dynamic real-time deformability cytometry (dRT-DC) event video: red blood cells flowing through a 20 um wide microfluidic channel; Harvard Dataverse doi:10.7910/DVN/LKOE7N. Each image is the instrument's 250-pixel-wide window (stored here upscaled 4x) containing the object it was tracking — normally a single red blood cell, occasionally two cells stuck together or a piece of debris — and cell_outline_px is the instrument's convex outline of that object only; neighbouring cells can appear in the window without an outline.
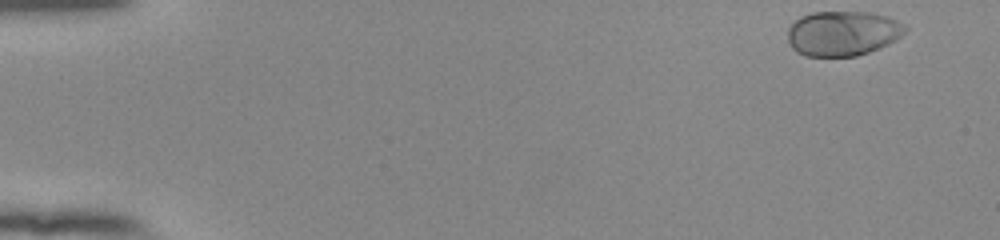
{"species": "human", "species_latin": "Homo sapiens", "temperature_condition": "room temperature", "stored_images_in_passage": 52, "camera_frame_rate_fps": 3000, "um_per_image_px": 0.085, "donor": {"sex": "female"}, "frame": {"image": 1, "passage_image": 1, "time_ms": 0.0, "image_size_px": [1000, 240], "cell_outline_px": [[908, 28], [896, 40], [888, 44], [868, 52], [856, 56], [804, 56], [796, 52], [792, 48], [788, 40], [788, 28], [800, 16], [812, 12], [868, 12], [888, 16], [904, 24]], "centroid_in_image_um": [71.62, 2.83], "position_along_channel_um": 13.4, "area_um2": 30.81}}
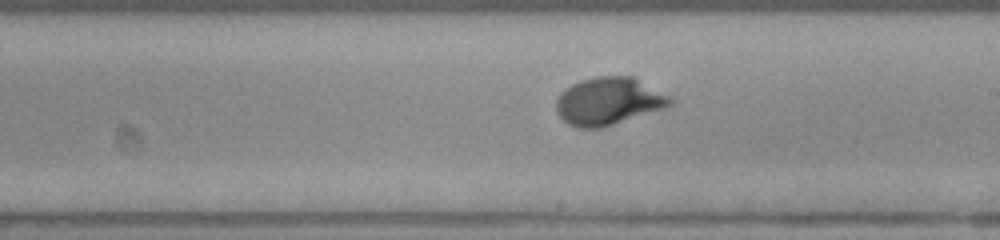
{"frame": {"image": 2, "passage_image": 30, "time_ms": 9.667, "image_size_px": [1000, 240], "cell_outline_px": [[676, 104], [668, 108], [600, 128], [580, 128], [568, 124], [556, 112], [556, 100], [560, 92], [564, 88], [580, 80], [596, 76], [632, 76], [672, 96], [676, 100]], "centroid_in_image_um": [51.79, 8.6], "position_along_channel_um": 237.2, "area_um2": 32.19}}
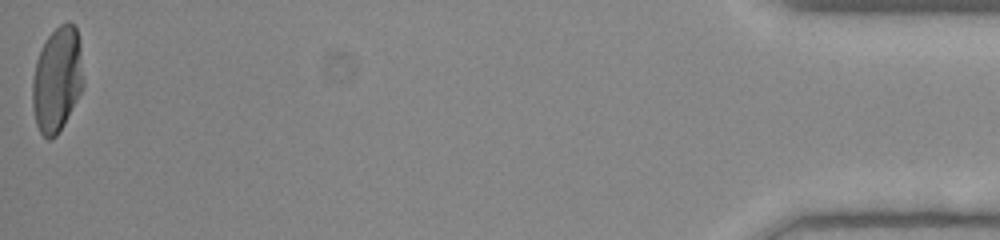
{"frame": {"image": 3, "passage_image": 52, "time_ms": 17.0, "image_size_px": [1000, 240], "cell_outline_px": [[84, 84], [64, 124], [56, 136], [52, 140], [48, 140], [40, 132], [36, 124], [32, 108], [32, 80], [36, 60], [40, 48], [44, 40], [60, 24], [68, 20], [76, 28], [80, 44], [84, 80]], "centroid_in_image_um": [4.84, 6.75], "position_along_channel_um": 430.4, "area_um2": 31.44}, "authors_computed_cell_mechanics": {"area_um2": 30.5762, "velocity_mm_per_s": 3.8336, "shape_relaxation_time_tau1_ms": 3.1013, "shape_relaxation_time_tau2_ms": null, "deformation_change_tau1": 0.1971, "deformation_change_tau2": null}}